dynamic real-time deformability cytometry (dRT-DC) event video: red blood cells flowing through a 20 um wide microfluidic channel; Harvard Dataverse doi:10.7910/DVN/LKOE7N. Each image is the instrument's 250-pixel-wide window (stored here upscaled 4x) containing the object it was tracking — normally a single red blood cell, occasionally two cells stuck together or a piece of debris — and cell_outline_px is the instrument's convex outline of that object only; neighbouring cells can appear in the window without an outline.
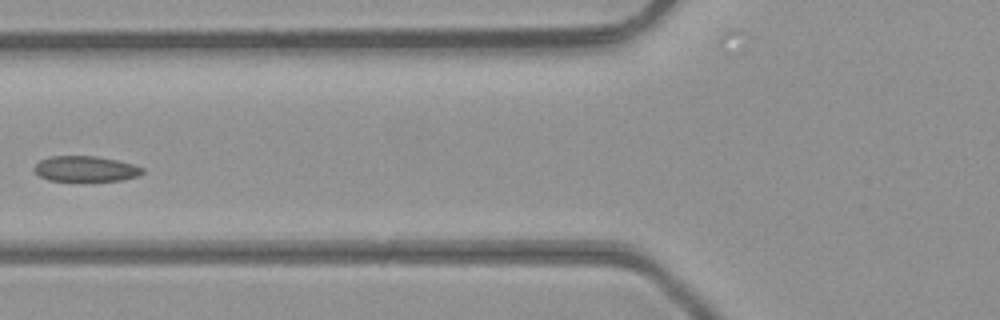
{"species": "common noctule bat (a hibernating species)", "species_latin": "Nyctalus noctula", "temperature_condition": "room temperature", "stored_images_in_passage": 5, "camera_frame_rate_fps": 3000, "um_per_image_px": 0.085, "animal": {"sex": "male", "body_mass_g": 23.1, "forearm_length_mm": 52.7}, "frame": {"image": 1, "passage_image": 5, "time_ms": 1.333, "image_size_px": [1000, 320], "cell_outline_px": [[144, 172], [136, 176], [120, 180], [48, 180], [40, 176], [32, 168], [40, 160], [48, 156], [96, 156], [116, 160], [132, 164], [144, 168]], "centroid_in_image_um": [7.24, 14.33], "position_along_channel_um": 118.6, "area_um2": 15.84}}